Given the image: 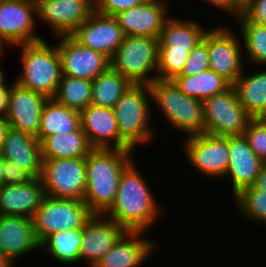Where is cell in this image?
<instances>
[{"label": "cell", "mask_w": 266, "mask_h": 267, "mask_svg": "<svg viewBox=\"0 0 266 267\" xmlns=\"http://www.w3.org/2000/svg\"><path fill=\"white\" fill-rule=\"evenodd\" d=\"M138 167L133 161L123 171L116 200L104 215L126 231L148 232L164 213Z\"/></svg>", "instance_id": "6da1fadb"}, {"label": "cell", "mask_w": 266, "mask_h": 267, "mask_svg": "<svg viewBox=\"0 0 266 267\" xmlns=\"http://www.w3.org/2000/svg\"><path fill=\"white\" fill-rule=\"evenodd\" d=\"M134 153L133 150L94 148L86 156L83 201L93 214L104 215L114 204L120 177L134 161Z\"/></svg>", "instance_id": "7a4b0ae2"}, {"label": "cell", "mask_w": 266, "mask_h": 267, "mask_svg": "<svg viewBox=\"0 0 266 267\" xmlns=\"http://www.w3.org/2000/svg\"><path fill=\"white\" fill-rule=\"evenodd\" d=\"M17 47L21 50L22 71L14 81L47 98H54L62 77L61 59L56 44L52 46L43 39Z\"/></svg>", "instance_id": "3957f363"}, {"label": "cell", "mask_w": 266, "mask_h": 267, "mask_svg": "<svg viewBox=\"0 0 266 267\" xmlns=\"http://www.w3.org/2000/svg\"><path fill=\"white\" fill-rule=\"evenodd\" d=\"M151 99V100H150ZM152 93L149 85L133 84L113 107L120 136L133 148L153 141Z\"/></svg>", "instance_id": "277c9868"}, {"label": "cell", "mask_w": 266, "mask_h": 267, "mask_svg": "<svg viewBox=\"0 0 266 267\" xmlns=\"http://www.w3.org/2000/svg\"><path fill=\"white\" fill-rule=\"evenodd\" d=\"M149 86L152 101L172 129L185 137L205 133L201 100L185 95L172 80L157 79Z\"/></svg>", "instance_id": "5b68a950"}, {"label": "cell", "mask_w": 266, "mask_h": 267, "mask_svg": "<svg viewBox=\"0 0 266 267\" xmlns=\"http://www.w3.org/2000/svg\"><path fill=\"white\" fill-rule=\"evenodd\" d=\"M158 42L159 38L125 36L110 67L132 84L150 85L157 80Z\"/></svg>", "instance_id": "8992f818"}, {"label": "cell", "mask_w": 266, "mask_h": 267, "mask_svg": "<svg viewBox=\"0 0 266 267\" xmlns=\"http://www.w3.org/2000/svg\"><path fill=\"white\" fill-rule=\"evenodd\" d=\"M93 216L84 201L45 195L33 216V227L40 245L52 234L83 228Z\"/></svg>", "instance_id": "52a82bcc"}, {"label": "cell", "mask_w": 266, "mask_h": 267, "mask_svg": "<svg viewBox=\"0 0 266 267\" xmlns=\"http://www.w3.org/2000/svg\"><path fill=\"white\" fill-rule=\"evenodd\" d=\"M205 133L214 136H240L253 117L239 101L232 85L223 93L202 101Z\"/></svg>", "instance_id": "ba28073f"}, {"label": "cell", "mask_w": 266, "mask_h": 267, "mask_svg": "<svg viewBox=\"0 0 266 267\" xmlns=\"http://www.w3.org/2000/svg\"><path fill=\"white\" fill-rule=\"evenodd\" d=\"M42 160L40 179L45 195L83 201L86 190V158Z\"/></svg>", "instance_id": "9c48e42d"}, {"label": "cell", "mask_w": 266, "mask_h": 267, "mask_svg": "<svg viewBox=\"0 0 266 267\" xmlns=\"http://www.w3.org/2000/svg\"><path fill=\"white\" fill-rule=\"evenodd\" d=\"M203 41L207 44L209 69L223 76L232 85L245 68L240 34L226 25L208 28ZM235 33V34H234ZM239 36V37H238ZM240 38V39H239Z\"/></svg>", "instance_id": "30bf717a"}, {"label": "cell", "mask_w": 266, "mask_h": 267, "mask_svg": "<svg viewBox=\"0 0 266 267\" xmlns=\"http://www.w3.org/2000/svg\"><path fill=\"white\" fill-rule=\"evenodd\" d=\"M184 139L182 152L199 174L212 180L224 178L230 158L228 136L201 133Z\"/></svg>", "instance_id": "8fae6325"}, {"label": "cell", "mask_w": 266, "mask_h": 267, "mask_svg": "<svg viewBox=\"0 0 266 267\" xmlns=\"http://www.w3.org/2000/svg\"><path fill=\"white\" fill-rule=\"evenodd\" d=\"M35 21H38L36 0H0V38L7 46L43 40Z\"/></svg>", "instance_id": "7c38bea8"}, {"label": "cell", "mask_w": 266, "mask_h": 267, "mask_svg": "<svg viewBox=\"0 0 266 267\" xmlns=\"http://www.w3.org/2000/svg\"><path fill=\"white\" fill-rule=\"evenodd\" d=\"M36 5L37 20L55 37L71 35L94 12V0H36Z\"/></svg>", "instance_id": "4fadbf2b"}, {"label": "cell", "mask_w": 266, "mask_h": 267, "mask_svg": "<svg viewBox=\"0 0 266 267\" xmlns=\"http://www.w3.org/2000/svg\"><path fill=\"white\" fill-rule=\"evenodd\" d=\"M56 39L62 75L93 81L110 67L106 56L81 45L71 35L57 36Z\"/></svg>", "instance_id": "5bb4252c"}, {"label": "cell", "mask_w": 266, "mask_h": 267, "mask_svg": "<svg viewBox=\"0 0 266 267\" xmlns=\"http://www.w3.org/2000/svg\"><path fill=\"white\" fill-rule=\"evenodd\" d=\"M71 36L81 45L103 54L109 60L125 37L114 16L102 15L95 11Z\"/></svg>", "instance_id": "9a60e30c"}, {"label": "cell", "mask_w": 266, "mask_h": 267, "mask_svg": "<svg viewBox=\"0 0 266 267\" xmlns=\"http://www.w3.org/2000/svg\"><path fill=\"white\" fill-rule=\"evenodd\" d=\"M168 6L167 0H146L114 17L125 36L159 38L164 22L170 16Z\"/></svg>", "instance_id": "2e32d148"}, {"label": "cell", "mask_w": 266, "mask_h": 267, "mask_svg": "<svg viewBox=\"0 0 266 267\" xmlns=\"http://www.w3.org/2000/svg\"><path fill=\"white\" fill-rule=\"evenodd\" d=\"M10 84L6 121L13 129L37 137L41 112L48 98L20 86L15 81Z\"/></svg>", "instance_id": "e0dca14e"}, {"label": "cell", "mask_w": 266, "mask_h": 267, "mask_svg": "<svg viewBox=\"0 0 266 267\" xmlns=\"http://www.w3.org/2000/svg\"><path fill=\"white\" fill-rule=\"evenodd\" d=\"M80 114L82 130L93 148L134 150L120 136L113 108L90 104Z\"/></svg>", "instance_id": "ac0fdd59"}, {"label": "cell", "mask_w": 266, "mask_h": 267, "mask_svg": "<svg viewBox=\"0 0 266 267\" xmlns=\"http://www.w3.org/2000/svg\"><path fill=\"white\" fill-rule=\"evenodd\" d=\"M125 232L122 226L105 215L93 214L82 228L80 262L84 260L87 267H93Z\"/></svg>", "instance_id": "d6986e66"}, {"label": "cell", "mask_w": 266, "mask_h": 267, "mask_svg": "<svg viewBox=\"0 0 266 267\" xmlns=\"http://www.w3.org/2000/svg\"><path fill=\"white\" fill-rule=\"evenodd\" d=\"M38 249H40V243L35 235L33 219L24 216L0 215L1 256L15 265L16 260L35 250L39 252Z\"/></svg>", "instance_id": "ffe728a7"}, {"label": "cell", "mask_w": 266, "mask_h": 267, "mask_svg": "<svg viewBox=\"0 0 266 267\" xmlns=\"http://www.w3.org/2000/svg\"><path fill=\"white\" fill-rule=\"evenodd\" d=\"M146 233L126 231L93 267L142 266L154 254V250L156 251V241L146 237Z\"/></svg>", "instance_id": "44dd1931"}, {"label": "cell", "mask_w": 266, "mask_h": 267, "mask_svg": "<svg viewBox=\"0 0 266 267\" xmlns=\"http://www.w3.org/2000/svg\"><path fill=\"white\" fill-rule=\"evenodd\" d=\"M229 164L225 177H230L232 196L241 189L255 184L265 164L251 149L244 135L228 136Z\"/></svg>", "instance_id": "7402d4cb"}, {"label": "cell", "mask_w": 266, "mask_h": 267, "mask_svg": "<svg viewBox=\"0 0 266 267\" xmlns=\"http://www.w3.org/2000/svg\"><path fill=\"white\" fill-rule=\"evenodd\" d=\"M0 154L31 178H39L42 171L40 142L37 137L10 127L4 137Z\"/></svg>", "instance_id": "603a6c76"}, {"label": "cell", "mask_w": 266, "mask_h": 267, "mask_svg": "<svg viewBox=\"0 0 266 267\" xmlns=\"http://www.w3.org/2000/svg\"><path fill=\"white\" fill-rule=\"evenodd\" d=\"M44 196L40 177L21 184H3L0 187V215L32 219Z\"/></svg>", "instance_id": "cb8c5ba5"}, {"label": "cell", "mask_w": 266, "mask_h": 267, "mask_svg": "<svg viewBox=\"0 0 266 267\" xmlns=\"http://www.w3.org/2000/svg\"><path fill=\"white\" fill-rule=\"evenodd\" d=\"M174 17L170 15L165 20L159 37L158 48H172V50L191 52L202 41L208 29L197 22L199 20L180 18V16Z\"/></svg>", "instance_id": "d4e9b609"}, {"label": "cell", "mask_w": 266, "mask_h": 267, "mask_svg": "<svg viewBox=\"0 0 266 267\" xmlns=\"http://www.w3.org/2000/svg\"><path fill=\"white\" fill-rule=\"evenodd\" d=\"M81 127V114L72 108L48 98L42 112L37 139L41 142L45 137L56 134H68Z\"/></svg>", "instance_id": "484cf974"}, {"label": "cell", "mask_w": 266, "mask_h": 267, "mask_svg": "<svg viewBox=\"0 0 266 267\" xmlns=\"http://www.w3.org/2000/svg\"><path fill=\"white\" fill-rule=\"evenodd\" d=\"M42 159L86 158L94 149L82 127L68 134L45 137L40 142Z\"/></svg>", "instance_id": "4316f807"}, {"label": "cell", "mask_w": 266, "mask_h": 267, "mask_svg": "<svg viewBox=\"0 0 266 267\" xmlns=\"http://www.w3.org/2000/svg\"><path fill=\"white\" fill-rule=\"evenodd\" d=\"M172 81L185 95L201 101L223 93L232 86L228 80L211 69L193 76H175Z\"/></svg>", "instance_id": "83f0119b"}, {"label": "cell", "mask_w": 266, "mask_h": 267, "mask_svg": "<svg viewBox=\"0 0 266 267\" xmlns=\"http://www.w3.org/2000/svg\"><path fill=\"white\" fill-rule=\"evenodd\" d=\"M247 73L243 70L233 86L242 106L254 117L264 107L266 100V69L263 68L251 75Z\"/></svg>", "instance_id": "f1b7e54d"}, {"label": "cell", "mask_w": 266, "mask_h": 267, "mask_svg": "<svg viewBox=\"0 0 266 267\" xmlns=\"http://www.w3.org/2000/svg\"><path fill=\"white\" fill-rule=\"evenodd\" d=\"M132 85L127 78L109 67L92 81L91 104L113 108Z\"/></svg>", "instance_id": "f546056e"}, {"label": "cell", "mask_w": 266, "mask_h": 267, "mask_svg": "<svg viewBox=\"0 0 266 267\" xmlns=\"http://www.w3.org/2000/svg\"><path fill=\"white\" fill-rule=\"evenodd\" d=\"M82 243V228L60 231L50 235L41 245L52 259L61 264L80 263L79 250Z\"/></svg>", "instance_id": "4dcf8cb0"}, {"label": "cell", "mask_w": 266, "mask_h": 267, "mask_svg": "<svg viewBox=\"0 0 266 267\" xmlns=\"http://www.w3.org/2000/svg\"><path fill=\"white\" fill-rule=\"evenodd\" d=\"M238 21V22H237ZM236 23L240 28L244 57L247 59V65L252 64L258 67H266V27L251 23L240 15Z\"/></svg>", "instance_id": "1f68e13d"}, {"label": "cell", "mask_w": 266, "mask_h": 267, "mask_svg": "<svg viewBox=\"0 0 266 267\" xmlns=\"http://www.w3.org/2000/svg\"><path fill=\"white\" fill-rule=\"evenodd\" d=\"M92 81L62 75L54 99L68 108L82 111L91 104Z\"/></svg>", "instance_id": "d6a6232c"}, {"label": "cell", "mask_w": 266, "mask_h": 267, "mask_svg": "<svg viewBox=\"0 0 266 267\" xmlns=\"http://www.w3.org/2000/svg\"><path fill=\"white\" fill-rule=\"evenodd\" d=\"M233 197L240 218L242 216L246 220L266 225V191L252 185L241 189Z\"/></svg>", "instance_id": "836d02e7"}, {"label": "cell", "mask_w": 266, "mask_h": 267, "mask_svg": "<svg viewBox=\"0 0 266 267\" xmlns=\"http://www.w3.org/2000/svg\"><path fill=\"white\" fill-rule=\"evenodd\" d=\"M190 52L187 50H172V48H158L157 79L172 80L180 75L188 60Z\"/></svg>", "instance_id": "e575fe53"}, {"label": "cell", "mask_w": 266, "mask_h": 267, "mask_svg": "<svg viewBox=\"0 0 266 267\" xmlns=\"http://www.w3.org/2000/svg\"><path fill=\"white\" fill-rule=\"evenodd\" d=\"M243 135L254 153L266 163V122L252 119Z\"/></svg>", "instance_id": "d590c367"}, {"label": "cell", "mask_w": 266, "mask_h": 267, "mask_svg": "<svg viewBox=\"0 0 266 267\" xmlns=\"http://www.w3.org/2000/svg\"><path fill=\"white\" fill-rule=\"evenodd\" d=\"M207 44L202 40L190 52L185 67L180 75L193 76L209 69Z\"/></svg>", "instance_id": "8d00e7d4"}, {"label": "cell", "mask_w": 266, "mask_h": 267, "mask_svg": "<svg viewBox=\"0 0 266 267\" xmlns=\"http://www.w3.org/2000/svg\"><path fill=\"white\" fill-rule=\"evenodd\" d=\"M146 0H94V11L106 15L115 16L119 12L144 3Z\"/></svg>", "instance_id": "74e56055"}, {"label": "cell", "mask_w": 266, "mask_h": 267, "mask_svg": "<svg viewBox=\"0 0 266 267\" xmlns=\"http://www.w3.org/2000/svg\"><path fill=\"white\" fill-rule=\"evenodd\" d=\"M241 15L251 23L266 27V0H249L243 5Z\"/></svg>", "instance_id": "f35d334b"}, {"label": "cell", "mask_w": 266, "mask_h": 267, "mask_svg": "<svg viewBox=\"0 0 266 267\" xmlns=\"http://www.w3.org/2000/svg\"><path fill=\"white\" fill-rule=\"evenodd\" d=\"M31 177L16 164L5 161L3 184H21L28 182Z\"/></svg>", "instance_id": "ab89813d"}, {"label": "cell", "mask_w": 266, "mask_h": 267, "mask_svg": "<svg viewBox=\"0 0 266 267\" xmlns=\"http://www.w3.org/2000/svg\"><path fill=\"white\" fill-rule=\"evenodd\" d=\"M203 2L229 13L232 19L235 18V21L242 14L243 6L238 0H203Z\"/></svg>", "instance_id": "60d3db41"}, {"label": "cell", "mask_w": 266, "mask_h": 267, "mask_svg": "<svg viewBox=\"0 0 266 267\" xmlns=\"http://www.w3.org/2000/svg\"><path fill=\"white\" fill-rule=\"evenodd\" d=\"M10 92L9 83L6 80L0 85V117H4L8 111V97Z\"/></svg>", "instance_id": "b9f144b4"}, {"label": "cell", "mask_w": 266, "mask_h": 267, "mask_svg": "<svg viewBox=\"0 0 266 267\" xmlns=\"http://www.w3.org/2000/svg\"><path fill=\"white\" fill-rule=\"evenodd\" d=\"M254 186L257 189L266 191V163L262 166L260 173L257 175Z\"/></svg>", "instance_id": "7bdbcfd3"}, {"label": "cell", "mask_w": 266, "mask_h": 267, "mask_svg": "<svg viewBox=\"0 0 266 267\" xmlns=\"http://www.w3.org/2000/svg\"><path fill=\"white\" fill-rule=\"evenodd\" d=\"M9 128H10V125L6 121V119L4 117H0V151H1L3 141H4V137L6 136V133Z\"/></svg>", "instance_id": "ee69618b"}, {"label": "cell", "mask_w": 266, "mask_h": 267, "mask_svg": "<svg viewBox=\"0 0 266 267\" xmlns=\"http://www.w3.org/2000/svg\"><path fill=\"white\" fill-rule=\"evenodd\" d=\"M253 119L257 120H266V100L264 102V107L253 117Z\"/></svg>", "instance_id": "f6af8a7d"}, {"label": "cell", "mask_w": 266, "mask_h": 267, "mask_svg": "<svg viewBox=\"0 0 266 267\" xmlns=\"http://www.w3.org/2000/svg\"><path fill=\"white\" fill-rule=\"evenodd\" d=\"M9 259L5 258L4 256L0 255V267H15Z\"/></svg>", "instance_id": "bcb514c9"}, {"label": "cell", "mask_w": 266, "mask_h": 267, "mask_svg": "<svg viewBox=\"0 0 266 267\" xmlns=\"http://www.w3.org/2000/svg\"><path fill=\"white\" fill-rule=\"evenodd\" d=\"M5 166V159L0 154V187L3 185V171Z\"/></svg>", "instance_id": "7dc6e473"}, {"label": "cell", "mask_w": 266, "mask_h": 267, "mask_svg": "<svg viewBox=\"0 0 266 267\" xmlns=\"http://www.w3.org/2000/svg\"><path fill=\"white\" fill-rule=\"evenodd\" d=\"M7 45L3 42V40L0 38V56H5L4 54V51H6L5 49Z\"/></svg>", "instance_id": "c3c4849f"}, {"label": "cell", "mask_w": 266, "mask_h": 267, "mask_svg": "<svg viewBox=\"0 0 266 267\" xmlns=\"http://www.w3.org/2000/svg\"><path fill=\"white\" fill-rule=\"evenodd\" d=\"M3 56H0V60ZM4 72L2 71V69L0 68V85L6 80L5 76H4Z\"/></svg>", "instance_id": "681fc988"}, {"label": "cell", "mask_w": 266, "mask_h": 267, "mask_svg": "<svg viewBox=\"0 0 266 267\" xmlns=\"http://www.w3.org/2000/svg\"><path fill=\"white\" fill-rule=\"evenodd\" d=\"M249 0H238V2L243 6L245 5Z\"/></svg>", "instance_id": "f907efd6"}]
</instances>
